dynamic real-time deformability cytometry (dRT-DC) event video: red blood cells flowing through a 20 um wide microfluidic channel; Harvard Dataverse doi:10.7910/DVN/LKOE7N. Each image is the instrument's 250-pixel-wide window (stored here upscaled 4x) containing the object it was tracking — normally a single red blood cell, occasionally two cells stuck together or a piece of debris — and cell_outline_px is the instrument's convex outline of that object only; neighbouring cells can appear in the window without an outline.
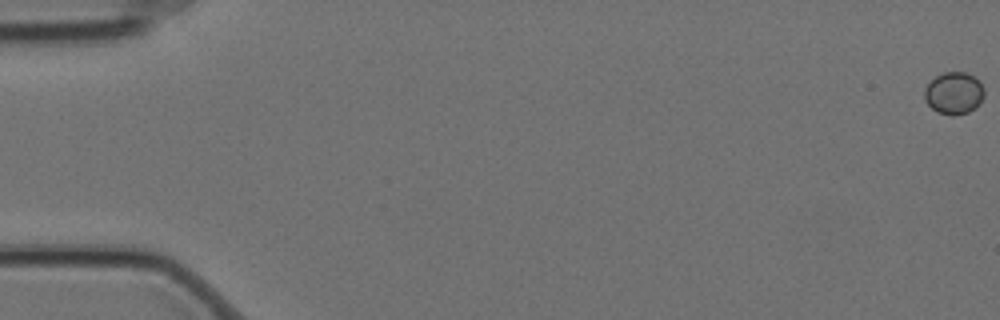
{"species": "Egyptian fruit bat (a non-hibernating species)", "species_latin": "Rousettus aegyptiacus", "temperature_condition": "cold", "stored_images_in_passage": 6, "camera_frame_rate_fps": 3000, "um_per_image_px": 0.085, "animal": {"sex": "female"}, "frame": {"image": 1, "passage_image": 1, "time_ms": 0.0, "image_size_px": [1000, 320], "cell_outline_px": [[984, 96], [980, 104], [968, 112], [952, 116], [936, 112], [924, 100], [924, 88], [936, 76], [944, 72], [964, 72], [972, 76], [984, 88]], "centroid_in_image_um": [81.06, 7.94], "position_along_channel_um": 3.9, "area_um2": 14.62}}
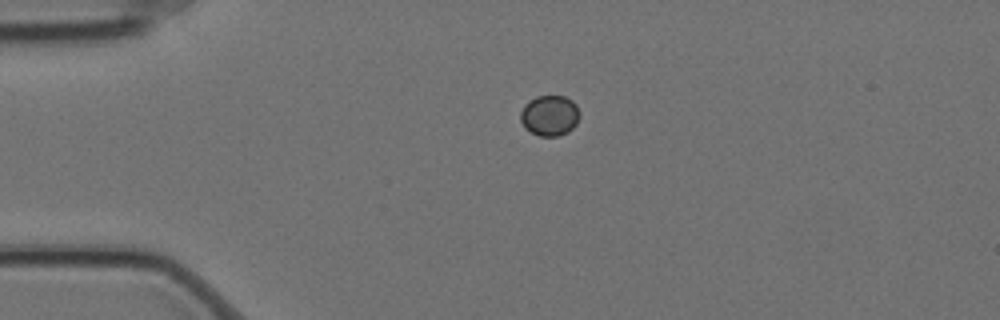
{"frame": {"image": 2, "passage_image": 5, "time_ms": 1.333, "image_size_px": [1000, 320], "cell_outline_px": [[580, 116], [576, 124], [568, 132], [560, 136], [540, 136], [524, 128], [520, 120], [520, 112], [524, 104], [528, 100], [536, 96], [564, 96], [572, 100], [576, 104], [580, 112]], "centroid_in_image_um": [46.71, 9.81], "position_along_channel_um": 38.3, "area_um2": 14.22}}